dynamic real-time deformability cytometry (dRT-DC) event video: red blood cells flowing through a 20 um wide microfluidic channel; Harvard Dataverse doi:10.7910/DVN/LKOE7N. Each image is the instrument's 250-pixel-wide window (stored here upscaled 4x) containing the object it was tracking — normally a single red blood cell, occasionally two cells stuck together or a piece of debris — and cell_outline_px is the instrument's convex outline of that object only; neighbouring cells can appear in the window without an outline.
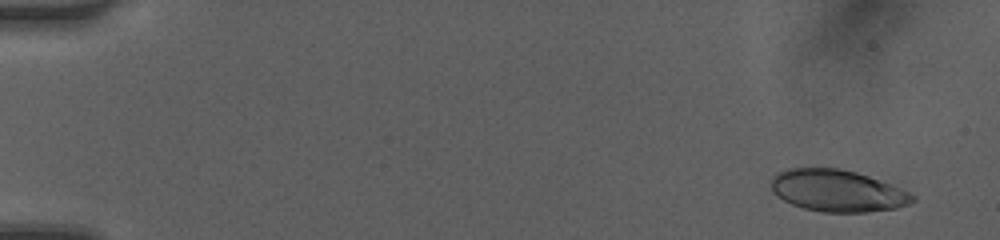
{"species": "human", "species_latin": "Homo sapiens", "temperature_condition": "room temperature", "stored_images_in_passage": 49, "camera_frame_rate_fps": 3000, "um_per_image_px": 0.085, "donor": {"sex": "female"}, "frame": {"image": 1, "passage_image": 3, "time_ms": 0.667, "image_size_px": [1000, 240], "cell_outline_px": [[916, 200], [908, 204], [896, 208], [864, 212], [820, 212], [804, 208], [792, 204], [776, 196], [772, 192], [772, 176], [776, 172], [788, 168], [840, 168], [856, 172], [892, 184], [916, 196]], "centroid_in_image_um": [71.16, 16.21], "position_along_channel_um": 13.8, "area_um2": 34.56}}
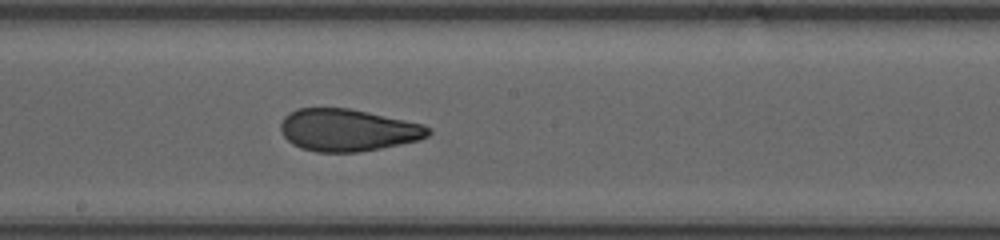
{"frame": {"image": 2, "passage_image": 28, "time_ms": 9.0, "image_size_px": [1000, 240], "cell_outline_px": [[432, 132], [428, 136], [420, 140], [360, 152], [316, 152], [300, 148], [292, 144], [280, 132], [280, 124], [284, 116], [288, 112], [296, 108], [348, 108], [368, 112], [424, 124], [432, 128]], "centroid_in_image_um": [29.55, 11.06], "position_along_channel_um": 218.6, "area_um2": 36.59}}
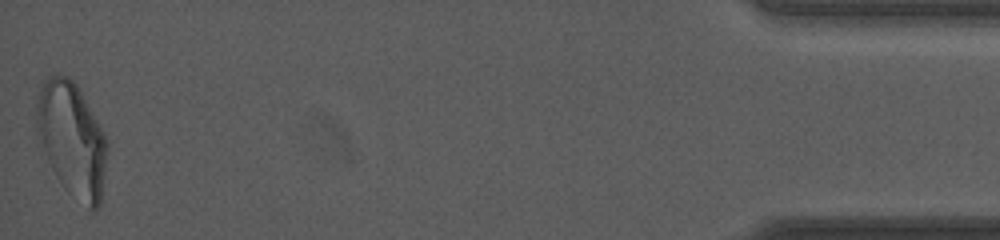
{"frame": {"image": 3, "passage_image": 49, "time_ms": 16.0, "image_size_px": [1000, 240], "cell_outline_px": [[108, 144], [100, 204], [92, 212], [68, 192], [64, 188], [56, 176], [48, 160], [36, 132], [36, 104], [40, 92], [48, 76], [56, 72], [68, 76], [76, 84], [104, 132]], "centroid_in_image_um": [6.11, 11.84], "position_along_channel_um": 429.1, "area_um2": 46.64}, "authors_computed_cell_mechanics": {"area_um2": 36.6452, "velocity_mm_per_s": 4.2198, "shape_relaxation_time_tau1_ms": 8.2111, "shape_relaxation_time_tau2_ms": 1.0101, "deformation_change_tau1": 0.2006, "deformation_change_tau2": 0.0705}}